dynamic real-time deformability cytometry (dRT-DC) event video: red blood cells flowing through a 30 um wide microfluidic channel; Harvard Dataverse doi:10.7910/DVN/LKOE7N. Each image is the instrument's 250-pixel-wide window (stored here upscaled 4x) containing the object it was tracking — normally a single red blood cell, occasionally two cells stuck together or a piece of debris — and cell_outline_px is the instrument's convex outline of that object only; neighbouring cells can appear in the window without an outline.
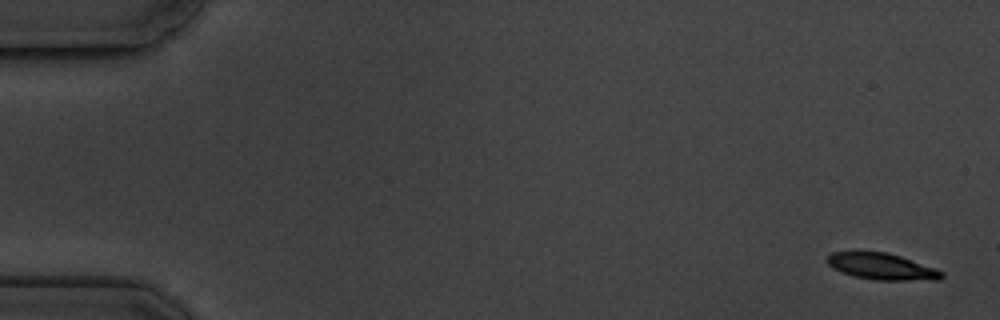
{"species": "common noctule bat (a hibernating species)", "species_latin": "Nyctalus noctula", "temperature_condition": "cold", "stored_images_in_passage": 5, "camera_frame_rate_fps": 3000, "um_per_image_px": 0.085, "animal": {"sex": "male", "body_mass_g": 19.5, "forearm_length_mm": 54.6}, "frame": {"image": 1, "passage_image": 1, "time_ms": 0.0, "image_size_px": [1000, 320], "cell_outline_px": [[944, 276], [940, 280], [876, 280], [852, 276], [832, 268], [824, 260], [832, 252], [888, 252], [936, 268], [944, 272]], "centroid_in_image_um": [74.96, 22.66], "position_along_channel_um": 10.0, "area_um2": 17.74}}
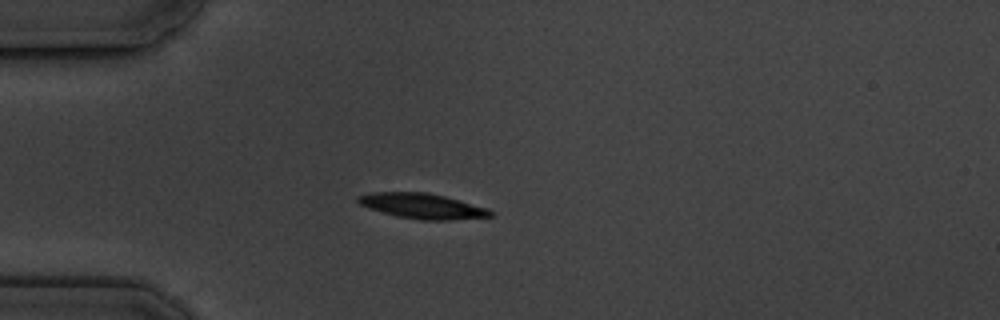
{"frame": {"image": 2, "passage_image": 5, "time_ms": 4.667, "image_size_px": [1000, 320], "cell_outline_px": [[496, 212], [492, 216], [448, 220], [420, 220], [396, 216], [368, 208], [360, 204], [356, 200], [356, 196], [372, 192], [428, 192], [460, 200], [488, 208]], "centroid_in_image_um": [35.9, 17.51], "position_along_channel_um": 49.1, "area_um2": 19.59}}